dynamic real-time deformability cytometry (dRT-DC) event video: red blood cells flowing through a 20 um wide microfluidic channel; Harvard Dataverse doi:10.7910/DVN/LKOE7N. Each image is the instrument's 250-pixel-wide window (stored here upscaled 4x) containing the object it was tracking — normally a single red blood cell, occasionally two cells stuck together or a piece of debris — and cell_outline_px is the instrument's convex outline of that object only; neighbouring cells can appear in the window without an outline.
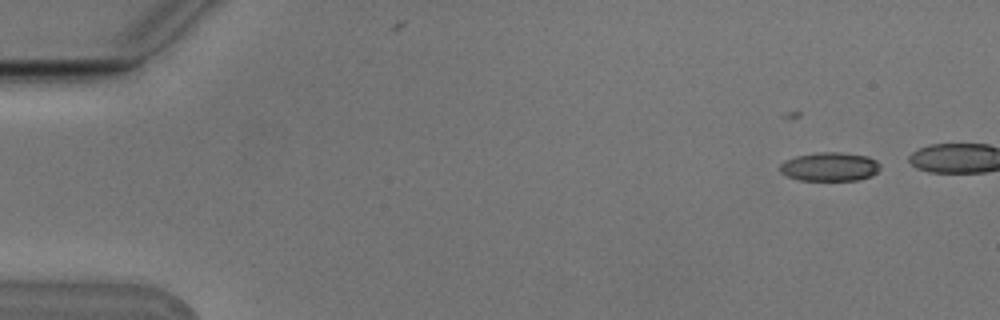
{"species": "Egyptian fruit bat (a non-hibernating species)", "species_latin": "Rousettus aegyptiacus", "temperature_condition": "cold", "stored_images_in_passage": 6, "segment_of_instrument_passage": [2, 2], "camera_frame_rate_fps": 3000, "um_per_image_px": 0.085, "animal": {"sex": "male"}, "frame": {"image": 1, "passage_image": 6, "time_ms": 1.667, "image_size_px": [1000, 320], "cell_outline_px": [[880, 168], [872, 176], [856, 180], [800, 180], [788, 176], [780, 172], [780, 164], [784, 160], [796, 156], [816, 152], [840, 152], [868, 156], [876, 160], [880, 164]], "centroid_in_image_um": [70.53, 14.16], "position_along_channel_um": 14.5, "area_um2": 16.88}}